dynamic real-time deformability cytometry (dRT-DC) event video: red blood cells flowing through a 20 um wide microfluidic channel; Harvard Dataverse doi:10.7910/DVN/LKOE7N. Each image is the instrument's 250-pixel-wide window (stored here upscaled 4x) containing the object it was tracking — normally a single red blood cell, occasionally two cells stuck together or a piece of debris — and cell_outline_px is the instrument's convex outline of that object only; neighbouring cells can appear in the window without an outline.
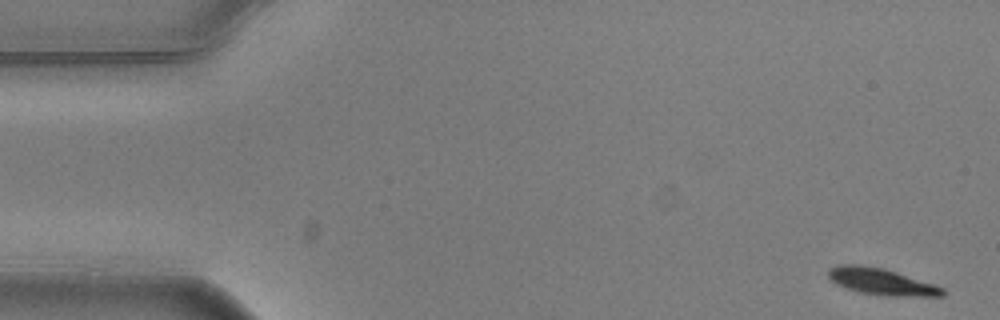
{"species": "common noctule bat (a hibernating species)", "species_latin": "Nyctalus noctula", "temperature_condition": "warm", "stored_images_in_passage": 6, "segment_of_instrument_passage": [1, 2], "camera_frame_rate_fps": 3000, "um_per_image_px": 0.085, "animal": {"sex": "male", "body_mass_g": 20.5, "forearm_length_mm": 52.5}, "frame": {"image": 1, "passage_image": 1, "time_ms": 0.0, "image_size_px": [1000, 320], "cell_outline_px": [[948, 292], [944, 296], [884, 296], [860, 292], [844, 288], [836, 284], [828, 276], [828, 268], [836, 264], [860, 264], [884, 268], [944, 288]], "centroid_in_image_um": [74.89, 23.93], "position_along_channel_um": 10.1, "area_um2": 17.86}}
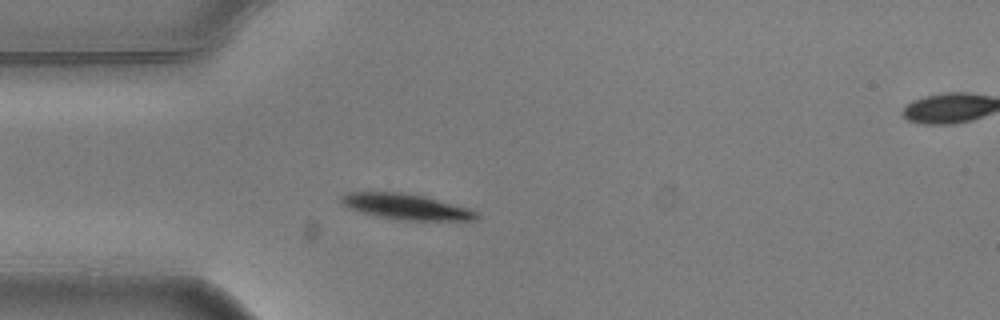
{"frame": {"image": 2, "passage_image": 5, "time_ms": 1.333, "image_size_px": [1000, 320], "cell_outline_px": [[480, 216], [476, 220], [400, 220], [380, 216], [348, 208], [340, 200], [340, 196], [344, 192], [404, 192], [424, 196], [468, 208], [476, 212]], "centroid_in_image_um": [34.51, 17.55], "position_along_channel_um": 50.5, "area_um2": 20.0}}